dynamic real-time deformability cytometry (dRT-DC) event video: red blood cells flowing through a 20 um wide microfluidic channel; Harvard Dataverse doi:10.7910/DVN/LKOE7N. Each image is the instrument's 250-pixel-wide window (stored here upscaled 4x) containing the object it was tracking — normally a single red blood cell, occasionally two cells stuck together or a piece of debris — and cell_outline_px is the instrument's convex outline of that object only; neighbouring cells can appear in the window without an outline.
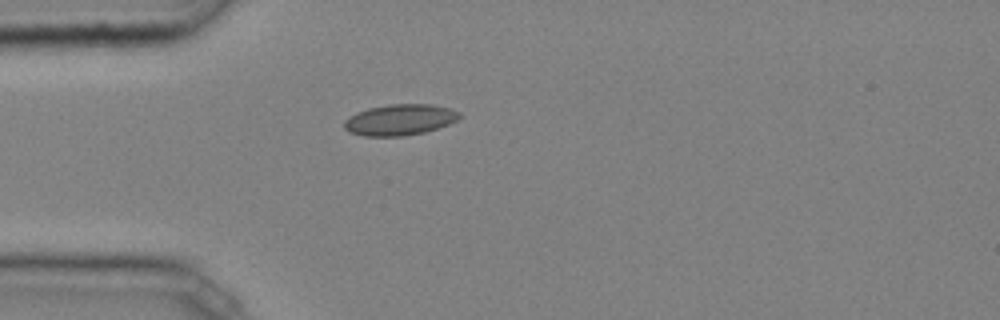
{"species": "common noctule bat (a hibernating species)", "species_latin": "Nyctalus noctula", "temperature_condition": "cold", "stored_images_in_passage": 31, "camera_frame_rate_fps": 3000, "um_per_image_px": 0.085, "animal": {"sex": "male", "body_mass_g": 20.4}, "frame": {"image": 1, "passage_image": 1, "time_ms": 0.0, "image_size_px": [1000, 320], "cell_outline_px": [[460, 116], [456, 120], [448, 124], [424, 132], [404, 136], [364, 136], [348, 132], [344, 128], [344, 120], [356, 112], [368, 108], [388, 104], [432, 104], [448, 108], [460, 112]], "centroid_in_image_um": [33.94, 10.18], "position_along_channel_um": 51.1, "area_um2": 20.81}}
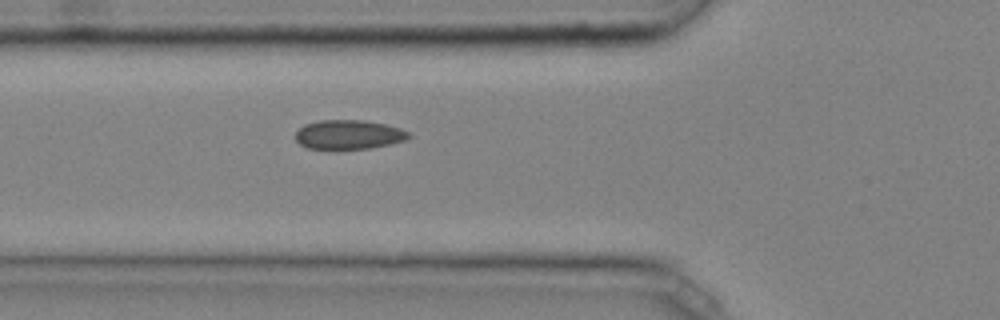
{"frame": {"image": 2, "passage_image": 5, "time_ms": 1.333, "image_size_px": [1000, 320], "cell_outline_px": [[412, 136], [404, 140], [388, 144], [368, 148], [336, 152], [308, 148], [300, 144], [296, 140], [296, 132], [304, 124], [320, 120], [364, 120], [384, 124], [400, 128], [408, 132]], "centroid_in_image_um": [29.59, 11.48], "position_along_channel_um": 96.2, "area_um2": 19.83}, "authors_computed_cell_mechanics": {"area_um2": 19.074, "velocity_mm_per_s": 4.0523, "shape_relaxation_time_tau1_ms": 6.3112, "shape_relaxation_time_tau2_ms": 1.502, "deformation_change_tau1": 0.0813, "deformation_change_tau2": 0.0474}}